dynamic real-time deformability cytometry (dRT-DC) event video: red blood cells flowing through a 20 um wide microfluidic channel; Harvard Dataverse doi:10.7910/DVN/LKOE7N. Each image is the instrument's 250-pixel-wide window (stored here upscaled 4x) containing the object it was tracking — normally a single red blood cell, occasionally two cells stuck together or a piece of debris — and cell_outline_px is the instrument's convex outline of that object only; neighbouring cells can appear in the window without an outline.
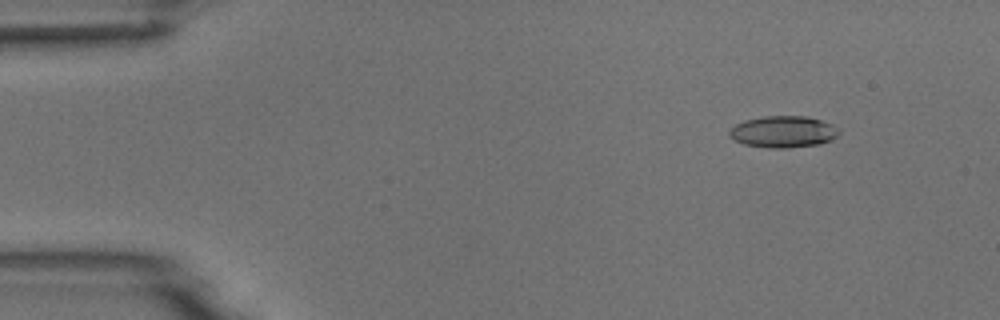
{"species": "common noctule bat (a hibernating species)", "species_latin": "Nyctalus noctula", "temperature_condition": "room temperature", "stored_images_in_passage": 10, "camera_frame_rate_fps": 3000, "um_per_image_px": 0.085, "animal": {"sex": "male", "body_mass_g": 18.8}, "frame": {"image": 1, "passage_image": 1, "time_ms": 0.0, "image_size_px": [1000, 320], "cell_outline_px": [[840, 132], [836, 136], [820, 144], [788, 148], [768, 148], [744, 144], [736, 140], [728, 132], [736, 124], [744, 120], [764, 116], [808, 116], [832, 124]], "centroid_in_image_um": [66.57, 11.19], "position_along_channel_um": 18.4, "area_um2": 20.0}}
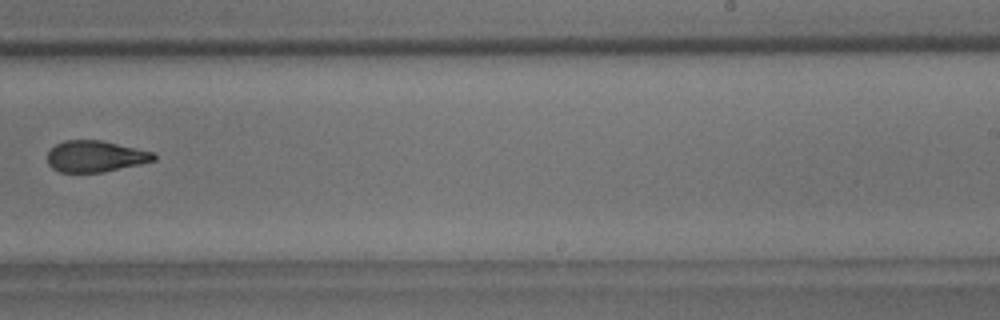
{"frame": {"image": 2, "passage_image": 9, "time_ms": 9.333, "image_size_px": [1000, 320], "cell_outline_px": [[156, 160], [140, 164], [104, 172], [60, 172], [52, 168], [48, 164], [48, 152], [56, 144], [64, 140], [100, 140], [152, 152], [156, 156]], "centroid_in_image_um": [8.08, 13.29], "position_along_channel_um": 280.9, "area_um2": 19.25}}
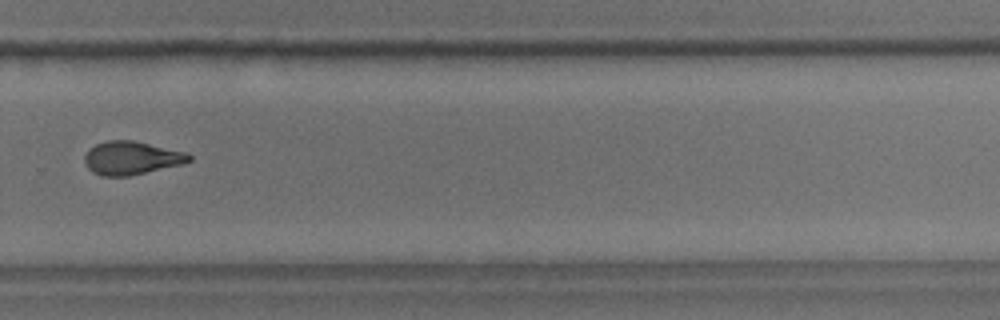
{"frame": {"image": 3, "passage_image": 10, "time_ms": 10.333, "image_size_px": [1000, 320], "cell_outline_px": [[192, 160], [184, 164], [128, 176], [100, 176], [92, 172], [88, 168], [84, 160], [84, 156], [88, 148], [96, 144], [108, 140], [132, 140], [188, 152], [192, 156]], "centroid_in_image_um": [11.18, 13.43], "position_along_channel_um": 318.6, "area_um2": 20.52}}